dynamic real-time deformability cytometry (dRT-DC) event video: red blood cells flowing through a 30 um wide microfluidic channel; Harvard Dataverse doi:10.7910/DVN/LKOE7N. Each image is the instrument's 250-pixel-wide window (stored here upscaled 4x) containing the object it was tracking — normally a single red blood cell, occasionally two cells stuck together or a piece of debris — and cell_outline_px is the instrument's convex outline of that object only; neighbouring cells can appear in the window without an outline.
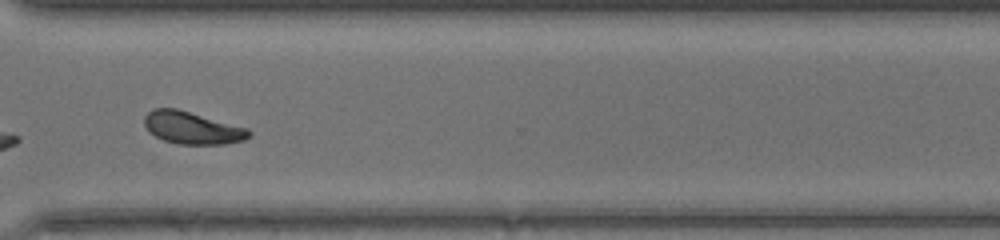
{"species": "common noctule bat (a hibernating species)", "species_latin": "Nyctalus noctula", "temperature_condition": "warm", "stored_images_in_passage": 33, "camera_frame_rate_fps": 3000, "um_per_image_px": 0.085, "animal": {"sex": "female", "body_mass_g": 17.0, "forearm_length_mm": 48.0}, "frame": {"image": 1, "passage_image": 24, "time_ms": 7.667, "image_size_px": [1000, 240], "cell_outline_px": [[252, 136], [244, 140], [224, 144], [180, 144], [164, 140], [148, 132], [144, 124], [144, 116], [152, 108], [176, 108], [248, 128], [252, 132]], "centroid_in_image_um": [16.34, 10.86], "position_along_channel_um": 354.3, "area_um2": 19.77}}